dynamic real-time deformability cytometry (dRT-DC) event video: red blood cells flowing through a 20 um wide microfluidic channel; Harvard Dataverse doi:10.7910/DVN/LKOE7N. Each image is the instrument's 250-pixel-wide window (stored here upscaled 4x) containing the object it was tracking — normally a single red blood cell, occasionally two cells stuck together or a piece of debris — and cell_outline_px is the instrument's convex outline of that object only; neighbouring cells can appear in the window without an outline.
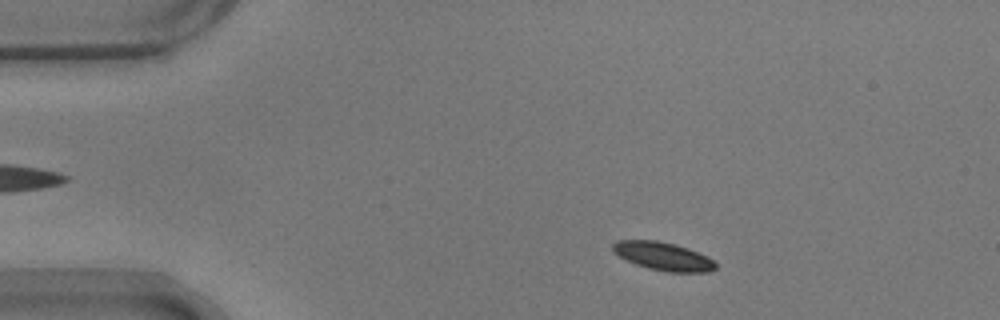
{"species": "common noctule bat (a hibernating species)", "species_latin": "Nyctalus noctula", "temperature_condition": "warm", "stored_images_in_passage": 51, "camera_frame_rate_fps": 3000, "um_per_image_px": 0.085, "animal": {"sex": "male", "body_mass_g": 17.9}, "frame": {"image": 1, "passage_image": 6, "time_ms": 1.667, "image_size_px": [1000, 320], "cell_outline_px": [[716, 268], [708, 272], [668, 272], [648, 268], [636, 264], [612, 252], [612, 244], [616, 240], [656, 240], [688, 248], [708, 256], [716, 264]], "centroid_in_image_um": [56.36, 21.78], "position_along_channel_um": 28.6, "area_um2": 16.82}}
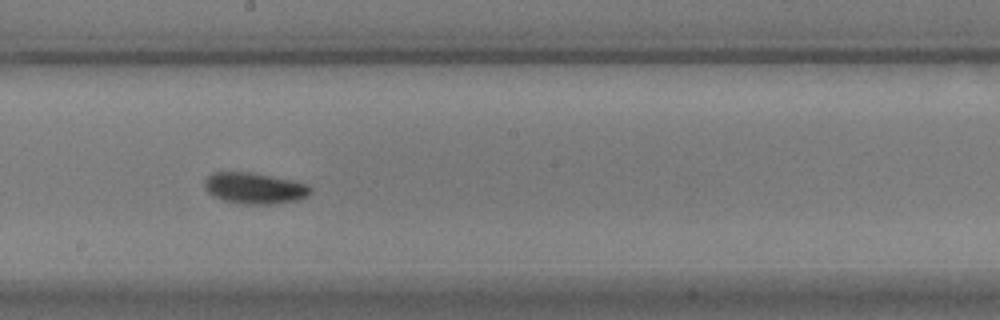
{"frame": {"image": 2, "passage_image": 27, "time_ms": 8.667, "image_size_px": [1000, 320], "cell_outline_px": [[312, 192], [308, 196], [296, 200], [276, 204], [240, 204], [224, 200], [212, 196], [204, 188], [204, 180], [212, 172], [252, 172], [308, 184], [312, 188]], "centroid_in_image_um": [21.62, 16.0], "position_along_channel_um": 226.6, "area_um2": 19.36}}
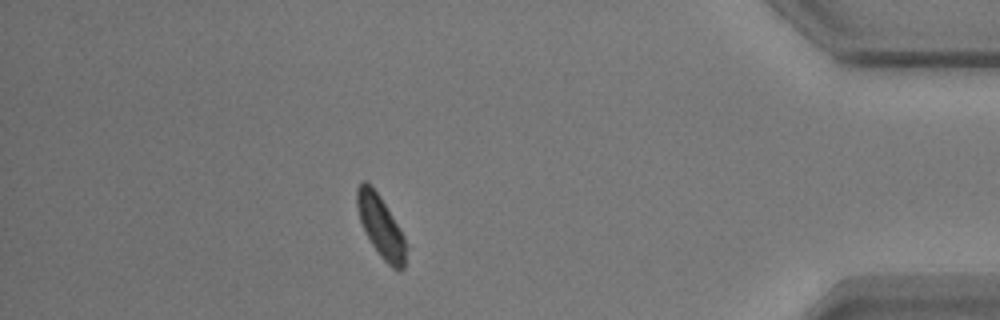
{"frame": {"image": 3, "passage_image": 45, "time_ms": 14.667, "image_size_px": [1000, 320], "cell_outline_px": [[404, 268], [400, 272], [392, 268], [380, 256], [372, 244], [360, 220], [356, 204], [356, 188], [360, 180], [364, 180], [372, 184], [380, 196], [404, 236]], "centroid_in_image_um": [32.32, 19.18], "position_along_channel_um": 402.9, "area_um2": 17.34}, "authors_computed_cell_mechanics": {"area_um2": 17.9758, "velocity_mm_per_s": 3.642, "shape_relaxation_time_tau1_ms": 1.3079, "shape_relaxation_time_tau2_ms": null, "deformation_change_tau1": 0.0891, "deformation_change_tau2": null}}